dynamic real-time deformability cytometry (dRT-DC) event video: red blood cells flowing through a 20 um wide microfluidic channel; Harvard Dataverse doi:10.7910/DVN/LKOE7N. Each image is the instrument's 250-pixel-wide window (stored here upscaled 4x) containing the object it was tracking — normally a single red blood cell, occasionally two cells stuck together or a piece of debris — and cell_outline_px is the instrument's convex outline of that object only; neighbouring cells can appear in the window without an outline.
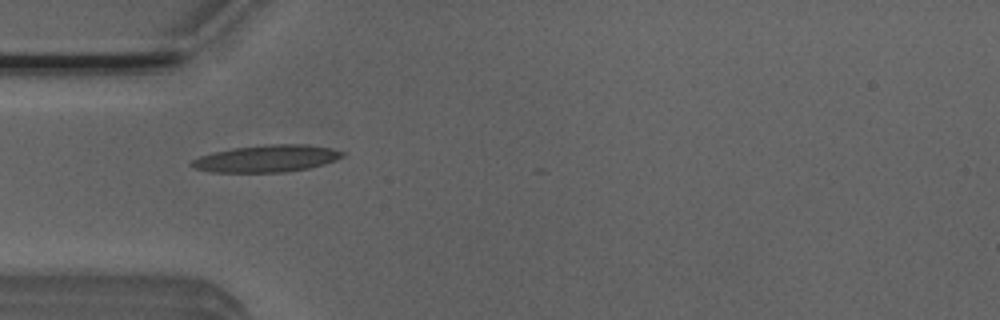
{"species": "Egyptian fruit bat (a non-hibernating species)", "species_latin": "Rousettus aegyptiacus", "temperature_condition": "room temperature", "stored_images_in_passage": 6, "camera_frame_rate_fps": 3000, "um_per_image_px": 0.085, "animal": {"sex": "male"}, "frame": {"image": 1, "passage_image": 3, "time_ms": 0.667, "image_size_px": [1000, 320], "cell_outline_px": [[344, 156], [336, 160], [324, 164], [308, 168], [284, 172], [212, 172], [196, 168], [188, 164], [192, 160], [200, 156], [212, 152], [232, 148], [264, 144], [304, 144], [332, 148], [344, 152]], "centroid_in_image_um": [22.67, 13.47], "position_along_channel_um": 62.3, "area_um2": 23.81}}